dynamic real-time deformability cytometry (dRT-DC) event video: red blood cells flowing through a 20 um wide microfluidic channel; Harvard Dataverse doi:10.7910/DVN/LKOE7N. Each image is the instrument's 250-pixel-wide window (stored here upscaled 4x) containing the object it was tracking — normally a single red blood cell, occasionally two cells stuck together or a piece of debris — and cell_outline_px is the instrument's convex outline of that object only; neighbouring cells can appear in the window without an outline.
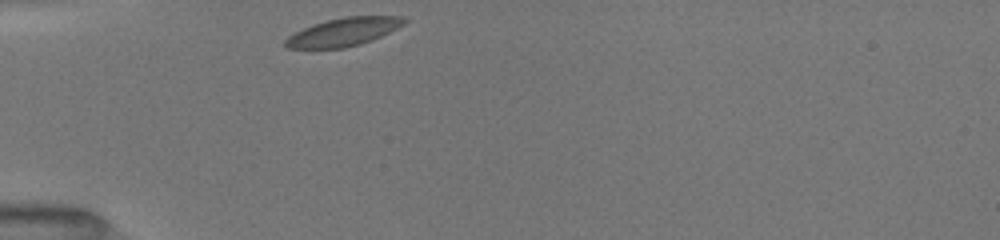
{"species": "common noctule bat (a hibernating species)", "species_latin": "Nyctalus noctula", "temperature_condition": "room temperature", "stored_images_in_passage": 4, "camera_frame_rate_fps": 3000, "um_per_image_px": 0.085, "animal": {"sex": "female", "body_mass_g": 19.5, "forearm_length_mm": 54.1}, "frame": {"image": 1, "passage_image": 1, "time_ms": 0.0, "image_size_px": [1000, 240], "cell_outline_px": [[408, 20], [404, 24], [372, 40], [360, 44], [344, 48], [288, 48], [284, 44], [284, 40], [288, 36], [312, 24], [344, 16], [400, 16]], "centroid_in_image_um": [29.19, 2.71], "position_along_channel_um": 55.8, "area_um2": 19.31}}
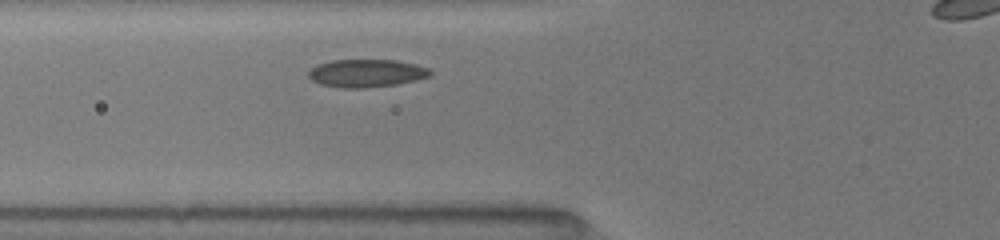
{"frame": {"image": 2, "passage_image": 4, "time_ms": 1.333, "image_size_px": [1000, 240], "cell_outline_px": [[432, 76], [416, 80], [396, 84], [364, 88], [340, 88], [320, 84], [312, 80], [308, 76], [308, 72], [312, 68], [320, 64], [332, 60], [396, 60], [416, 64], [428, 68], [432, 72]], "centroid_in_image_um": [31.17, 6.22], "position_along_channel_um": 94.6, "area_um2": 19.77}}